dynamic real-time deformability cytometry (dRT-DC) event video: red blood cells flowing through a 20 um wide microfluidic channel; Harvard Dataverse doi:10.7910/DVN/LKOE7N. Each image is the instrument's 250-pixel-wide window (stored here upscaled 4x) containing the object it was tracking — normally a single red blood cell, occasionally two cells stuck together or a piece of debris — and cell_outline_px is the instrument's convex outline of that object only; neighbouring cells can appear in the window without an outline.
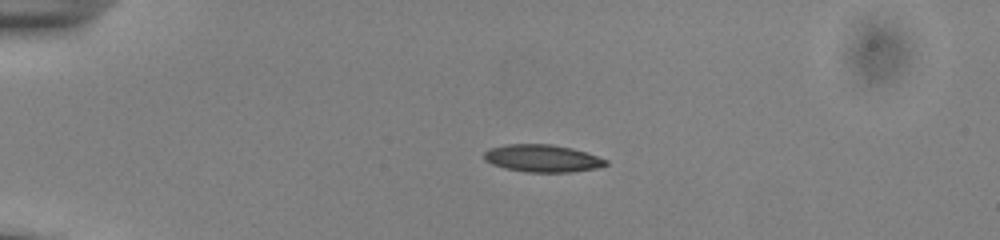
{"species": "common noctule bat (a hibernating species)", "species_latin": "Nyctalus noctula", "temperature_condition": "cold", "stored_images_in_passage": 42, "camera_frame_rate_fps": 3000, "um_per_image_px": 0.085, "animal": {"sex": "male", "body_mass_g": 13.0, "forearm_length_mm": 53.1}, "frame": {"image": 1, "passage_image": 1, "time_ms": 0.0, "image_size_px": [1000, 240], "cell_outline_px": [[608, 164], [596, 168], [572, 172], [528, 172], [504, 168], [492, 164], [484, 160], [484, 152], [492, 148], [508, 144], [552, 144], [572, 148], [608, 160]], "centroid_in_image_um": [46.1, 13.46], "position_along_channel_um": 38.9, "area_um2": 19.31}}
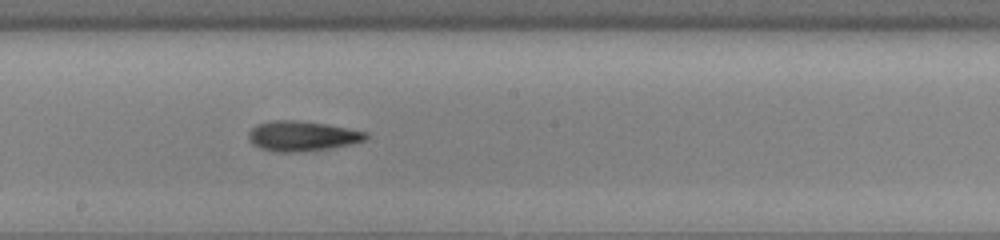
{"frame": {"image": 2, "passage_image": 19, "time_ms": 6.0, "image_size_px": [1000, 240], "cell_outline_px": [[368, 136], [364, 140], [352, 144], [328, 148], [300, 152], [272, 152], [260, 148], [252, 144], [248, 140], [248, 132], [256, 124], [272, 120], [292, 120], [324, 124], [348, 128], [368, 132]], "centroid_in_image_um": [25.63, 11.57], "position_along_channel_um": 222.6, "area_um2": 20.58}}
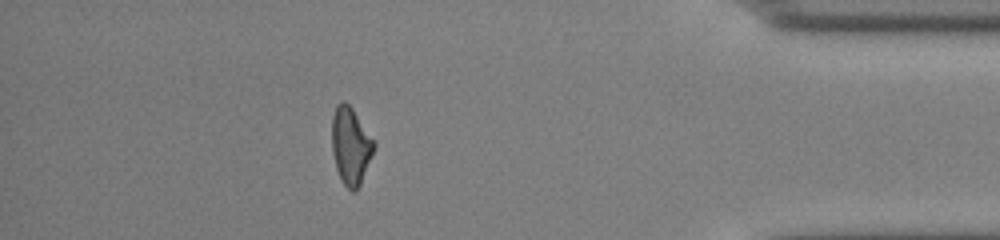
{"frame": {"image": 3, "passage_image": 36, "time_ms": 11.667, "image_size_px": [1000, 240], "cell_outline_px": [[376, 144], [360, 184], [356, 192], [352, 192], [344, 184], [336, 168], [332, 152], [332, 116], [336, 104], [344, 100], [352, 108], [376, 140]], "centroid_in_image_um": [29.81, 12.36], "position_along_channel_um": 405.4, "area_um2": 19.02}, "authors_computed_cell_mechanics": {"area_um2": 19.3919, "velocity_mm_per_s": 3.8759, "shape_relaxation_time_tau1_ms": 5.6159, "shape_relaxation_time_tau2_ms": 7.5533, "deformation_change_tau1": 0.1707, "deformation_change_tau2": 0.2093}}